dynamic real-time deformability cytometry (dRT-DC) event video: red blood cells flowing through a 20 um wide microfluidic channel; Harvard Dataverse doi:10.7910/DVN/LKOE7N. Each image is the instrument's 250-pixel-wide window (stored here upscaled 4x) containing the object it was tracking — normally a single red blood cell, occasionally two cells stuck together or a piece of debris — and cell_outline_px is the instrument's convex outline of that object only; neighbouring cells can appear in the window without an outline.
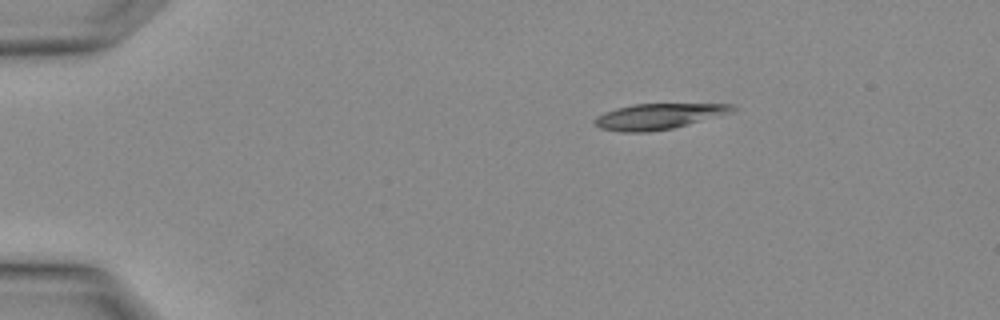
{"species": "Egyptian fruit bat (a non-hibernating species)", "species_latin": "Rousettus aegyptiacus", "temperature_condition": "warm", "stored_images_in_passage": 2, "camera_frame_rate_fps": 3000, "um_per_image_px": 0.085, "animal": {"sex": "female"}, "frame": {"image": 1, "passage_image": 2, "time_ms": 0.333, "image_size_px": [1000, 320], "cell_outline_px": [[740, 108], [736, 112], [672, 128], [648, 132], [624, 132], [600, 128], [592, 120], [596, 116], [604, 112], [616, 108], [636, 104], [732, 104]], "centroid_in_image_um": [56.03, 9.88], "position_along_channel_um": 29.0, "area_um2": 20.69}}